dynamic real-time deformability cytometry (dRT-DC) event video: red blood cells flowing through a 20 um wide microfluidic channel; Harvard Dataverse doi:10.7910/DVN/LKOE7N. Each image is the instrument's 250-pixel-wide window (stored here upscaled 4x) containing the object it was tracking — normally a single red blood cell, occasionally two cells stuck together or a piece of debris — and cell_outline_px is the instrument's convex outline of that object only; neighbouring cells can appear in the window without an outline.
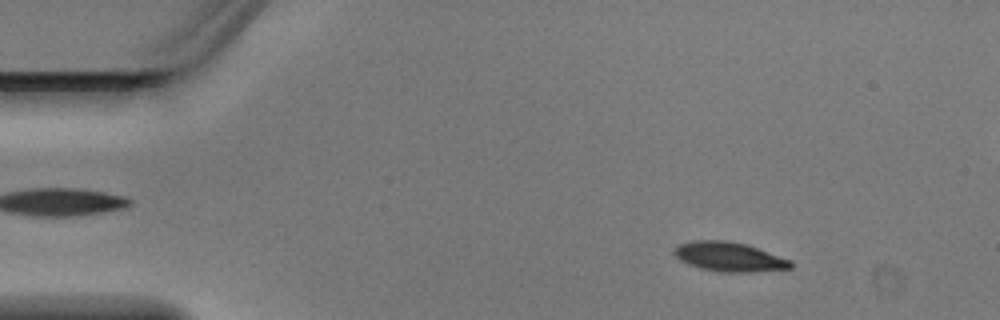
{"species": "Egyptian fruit bat (a non-hibernating species)", "species_latin": "Rousettus aegyptiacus", "temperature_condition": "warm", "stored_images_in_passage": 3, "camera_frame_rate_fps": 3000, "um_per_image_px": 0.085, "animal": {"sex": "male"}, "frame": {"image": 1, "passage_image": 1, "time_ms": 0.0, "image_size_px": [1000, 320], "cell_outline_px": [[792, 268], [752, 272], [720, 272], [700, 268], [688, 264], [680, 260], [672, 252], [680, 244], [692, 240], [724, 240], [748, 244], [792, 260]], "centroid_in_image_um": [62.0, 21.82], "position_along_channel_um": 23.0, "area_um2": 20.06}}